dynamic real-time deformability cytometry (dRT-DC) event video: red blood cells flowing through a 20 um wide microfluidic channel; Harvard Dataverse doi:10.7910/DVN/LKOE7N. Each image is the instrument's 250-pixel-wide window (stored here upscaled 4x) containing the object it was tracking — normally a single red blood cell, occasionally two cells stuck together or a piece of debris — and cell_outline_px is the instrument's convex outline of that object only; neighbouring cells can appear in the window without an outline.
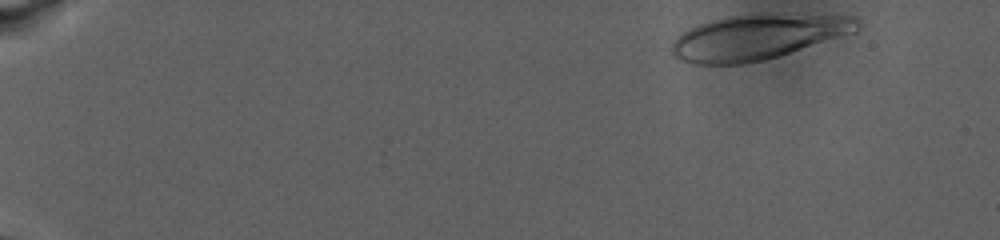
{"species": "human", "species_latin": "Homo sapiens", "temperature_condition": "warm", "stored_images_in_passage": 23, "camera_frame_rate_fps": 3000, "um_per_image_px": 0.085, "donor": {"sex": "male"}, "frame": {"image": 1, "passage_image": 4, "time_ms": 0.667, "image_size_px": [1000, 240], "cell_outline_px": [[860, 28], [856, 32], [764, 60], [744, 64], [696, 64], [680, 60], [672, 56], [672, 40], [680, 32], [688, 28], [712, 20], [728, 16], [756, 12], [856, 16], [860, 20]], "centroid_in_image_um": [64.41, 3.11], "position_along_channel_um": 20.6, "area_um2": 49.59}}